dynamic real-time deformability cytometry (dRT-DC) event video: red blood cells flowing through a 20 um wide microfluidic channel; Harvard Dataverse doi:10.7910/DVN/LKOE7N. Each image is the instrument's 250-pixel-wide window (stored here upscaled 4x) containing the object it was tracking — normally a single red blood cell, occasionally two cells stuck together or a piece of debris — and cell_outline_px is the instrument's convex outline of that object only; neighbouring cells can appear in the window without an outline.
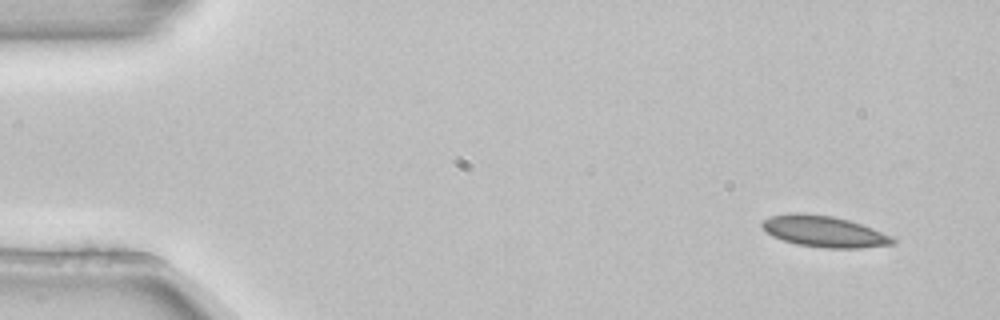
{"species": "common noctule bat (a hibernating species)", "species_latin": "Nyctalus noctula", "temperature_condition": "room temperature", "stored_images_in_passage": 5, "camera_frame_rate_fps": 3000, "um_per_image_px": 0.085, "animal": {"sex": "female", "body_mass_g": 22.7, "forearm_length_mm": 54.2}, "frame": {"image": 1, "passage_image": 1, "time_ms": 0.0, "image_size_px": [1000, 320], "cell_outline_px": [[896, 240], [892, 244], [860, 248], [824, 248], [796, 244], [772, 236], [764, 232], [760, 224], [764, 220], [772, 216], [792, 212], [800, 212], [832, 216], [848, 220], [872, 228], [892, 236]], "centroid_in_image_um": [70.01, 19.67], "position_along_channel_um": 15.0, "area_um2": 23.76}}
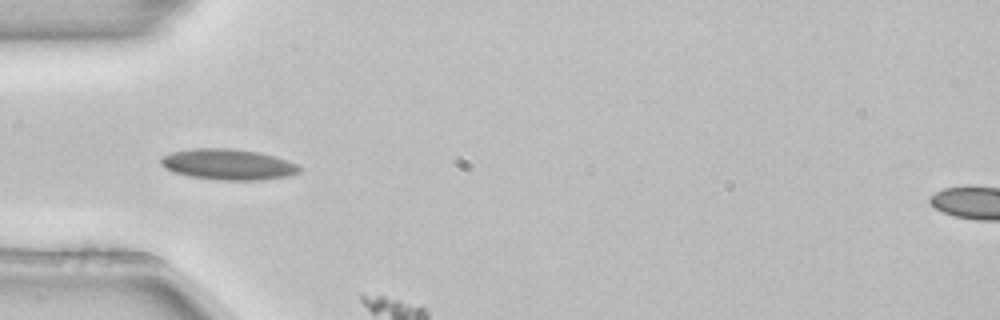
{"frame": {"image": 2, "passage_image": 4, "time_ms": 1.0, "image_size_px": [1000, 320], "cell_outline_px": [[300, 172], [284, 176], [264, 180], [216, 180], [188, 176], [172, 172], [164, 168], [160, 164], [160, 156], [172, 152], [192, 148], [232, 148], [260, 152], [276, 156], [296, 164], [300, 168]], "centroid_in_image_um": [19.33, 13.97], "position_along_channel_um": 65.7, "area_um2": 25.14}}